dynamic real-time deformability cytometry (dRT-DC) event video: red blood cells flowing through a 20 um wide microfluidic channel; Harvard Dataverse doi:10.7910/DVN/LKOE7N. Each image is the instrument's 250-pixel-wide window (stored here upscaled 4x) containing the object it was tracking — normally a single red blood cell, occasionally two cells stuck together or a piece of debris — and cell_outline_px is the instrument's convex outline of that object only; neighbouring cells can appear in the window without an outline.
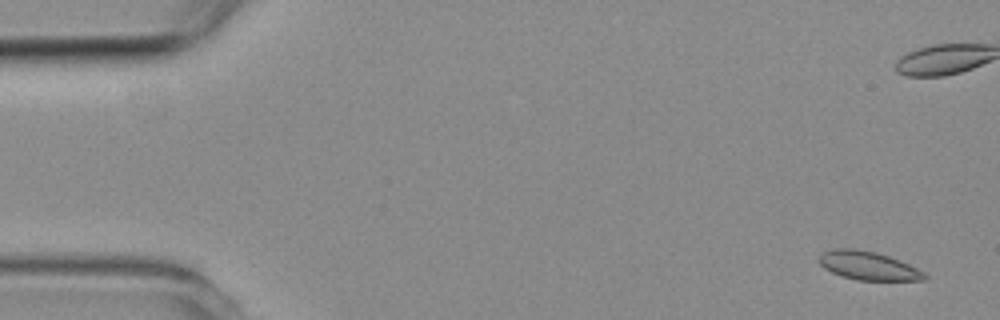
{"species": "common noctule bat (a hibernating species)", "species_latin": "Nyctalus noctula", "temperature_condition": "room temperature", "stored_images_in_passage": 6, "camera_frame_rate_fps": 3000, "um_per_image_px": 0.085, "animal": {"sex": "female", "body_mass_g": 19.3, "forearm_length_mm": 54.1}, "frame": {"image": 1, "passage_image": 1, "time_ms": 0.0, "image_size_px": [1000, 320], "cell_outline_px": [[928, 276], [924, 280], [856, 280], [840, 276], [824, 268], [820, 264], [820, 252], [836, 248], [852, 248], [876, 252], [900, 260], [924, 272]], "centroid_in_image_um": [73.78, 22.58], "position_along_channel_um": 11.2, "area_um2": 17.51}}